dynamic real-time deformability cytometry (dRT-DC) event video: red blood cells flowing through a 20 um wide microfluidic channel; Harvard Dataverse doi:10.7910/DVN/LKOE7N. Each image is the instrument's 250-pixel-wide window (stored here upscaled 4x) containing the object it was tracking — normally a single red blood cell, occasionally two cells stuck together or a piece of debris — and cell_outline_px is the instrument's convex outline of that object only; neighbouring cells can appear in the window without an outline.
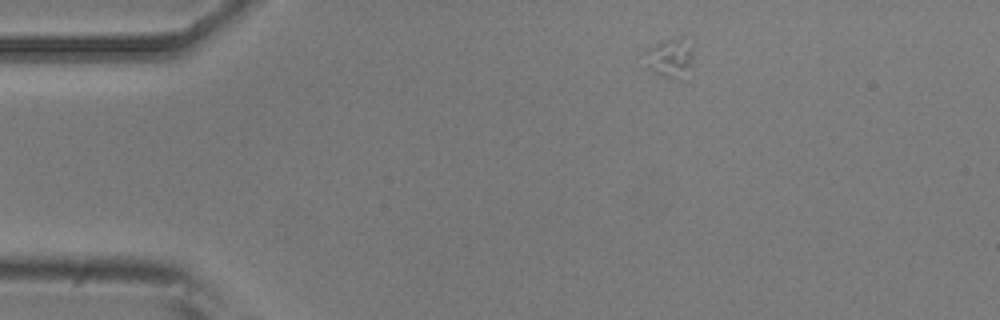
{"species": "common noctule bat (a hibernating species)", "species_latin": "Nyctalus noctula", "temperature_condition": "room temperature", "stored_images_in_passage": 2, "camera_frame_rate_fps": 3000, "um_per_image_px": 0.085, "animal": {"sex": "male", "body_mass_g": 20.5, "forearm_length_mm": 52.5}, "frame": {"image": 1, "passage_image": 1, "time_ms": 0.0, "image_size_px": [1000, 320], "cell_outline_px": [[692, 60], [680, 80], [676, 80], [652, 72], [644, 68], [644, 52], [648, 48], [664, 40], [680, 40], [692, 48]], "centroid_in_image_um": [56.83, 4.99], "position_along_channel_um": 28.2, "area_um2": 10.64}}